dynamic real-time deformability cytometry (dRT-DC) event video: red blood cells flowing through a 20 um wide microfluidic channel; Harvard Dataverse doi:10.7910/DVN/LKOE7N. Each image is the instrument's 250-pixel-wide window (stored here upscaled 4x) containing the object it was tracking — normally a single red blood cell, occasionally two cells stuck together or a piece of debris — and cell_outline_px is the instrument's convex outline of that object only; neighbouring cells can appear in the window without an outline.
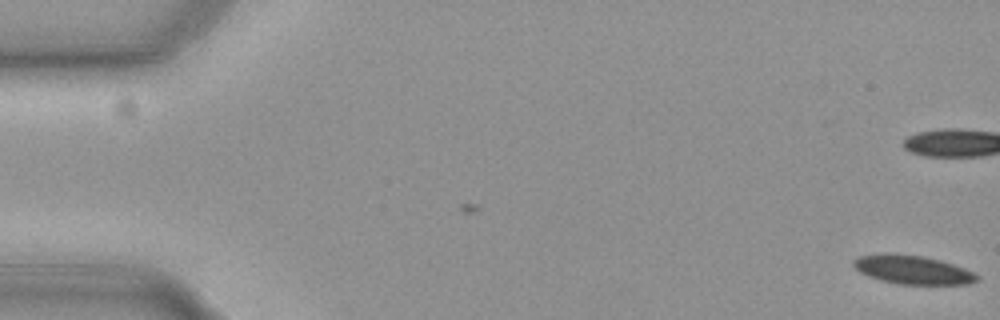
{"species": "common noctule bat (a hibernating species)", "species_latin": "Nyctalus noctula", "temperature_condition": "cold", "stored_images_in_passage": 5, "camera_frame_rate_fps": 3000, "um_per_image_px": 0.085, "animal": {"sex": "female", "body_mass_g": 19.3, "forearm_length_mm": 54.1}, "frame": {"image": 1, "passage_image": 5, "time_ms": 1.333, "image_size_px": [1000, 320], "cell_outline_px": [[980, 280], [968, 284], [900, 284], [880, 280], [868, 276], [860, 272], [852, 264], [852, 260], [856, 256], [888, 252], [924, 256], [940, 260], [964, 268], [980, 276]], "centroid_in_image_um": [77.54, 22.91], "position_along_channel_um": 7.5, "area_um2": 20.87}}